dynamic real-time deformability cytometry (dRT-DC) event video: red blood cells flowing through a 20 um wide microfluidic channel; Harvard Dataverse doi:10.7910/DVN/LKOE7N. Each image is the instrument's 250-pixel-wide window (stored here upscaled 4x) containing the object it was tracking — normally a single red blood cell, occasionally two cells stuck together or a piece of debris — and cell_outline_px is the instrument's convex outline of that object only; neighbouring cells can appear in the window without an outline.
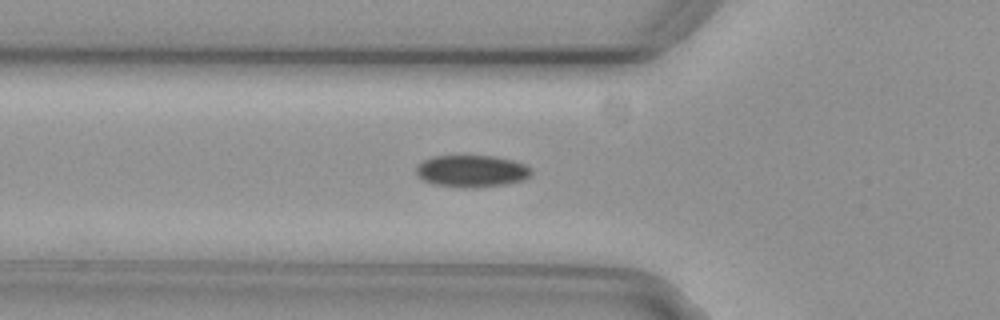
{"species": "common noctule bat (a hibernating species)", "species_latin": "Nyctalus noctula", "temperature_condition": "cold", "stored_images_in_passage": 48, "camera_frame_rate_fps": 3000, "um_per_image_px": 0.085, "animal": {"sex": "female", "body_mass_g": 29.2, "forearm_length_mm": 56.3}, "frame": {"image": 1, "passage_image": 18, "time_ms": 5.667, "image_size_px": [1000, 320], "cell_outline_px": [[532, 172], [524, 180], [508, 184], [472, 188], [460, 188], [432, 184], [420, 180], [416, 176], [416, 168], [424, 160], [432, 156], [492, 156], [512, 160], [524, 164], [532, 168]], "centroid_in_image_um": [40.07, 14.56], "position_along_channel_um": 85.7, "area_um2": 21.73}}
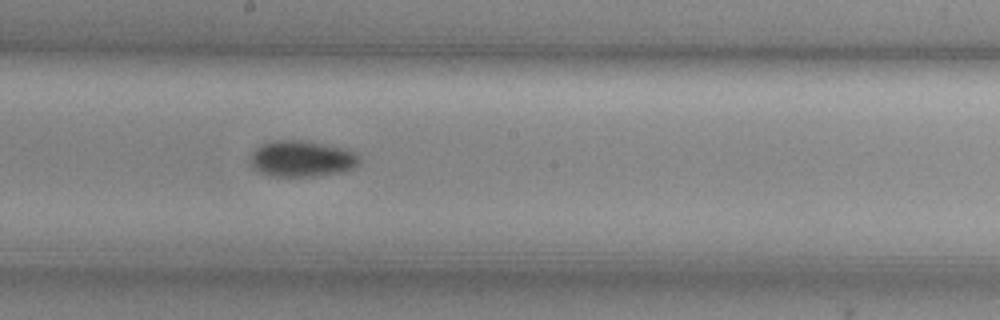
{"frame": {"image": 2, "passage_image": 29, "time_ms": 9.333, "image_size_px": [1000, 320], "cell_outline_px": [[360, 164], [356, 168], [344, 172], [316, 176], [272, 176], [260, 172], [252, 168], [252, 152], [256, 148], [272, 140], [304, 140], [340, 148], [352, 152], [360, 156]], "centroid_in_image_um": [25.68, 13.51], "position_along_channel_um": 222.5, "area_um2": 22.89}}
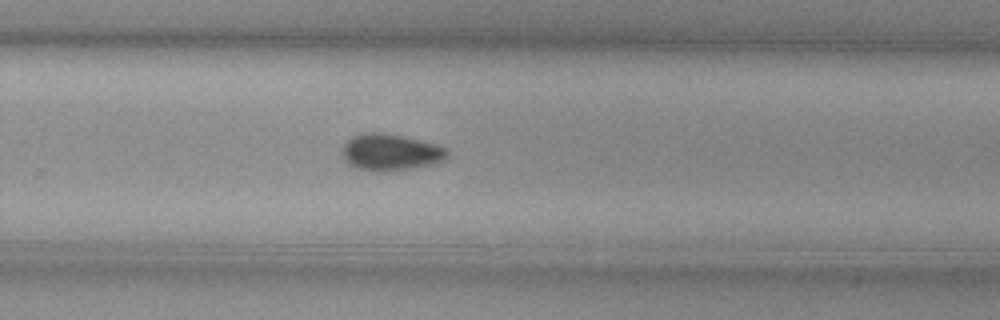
{"frame": {"image": 3, "passage_image": 35, "time_ms": 11.333, "image_size_px": [1000, 320], "cell_outline_px": [[448, 156], [444, 160], [428, 164], [408, 168], [384, 172], [372, 172], [356, 168], [348, 164], [344, 160], [344, 144], [352, 136], [364, 132], [384, 132], [404, 136], [436, 144], [444, 148], [448, 152]], "centroid_in_image_um": [33.15, 12.93], "position_along_channel_um": 296.6, "area_um2": 22.31}, "authors_computed_cell_mechanics": {"area_um2": 21.386, "velocity_mm_per_s": 3.7229, "shape_relaxation_time_tau1_ms": 4.7286, "shape_relaxation_time_tau2_ms": null, "deformation_change_tau1": 0.0816, "deformation_change_tau2": null}}